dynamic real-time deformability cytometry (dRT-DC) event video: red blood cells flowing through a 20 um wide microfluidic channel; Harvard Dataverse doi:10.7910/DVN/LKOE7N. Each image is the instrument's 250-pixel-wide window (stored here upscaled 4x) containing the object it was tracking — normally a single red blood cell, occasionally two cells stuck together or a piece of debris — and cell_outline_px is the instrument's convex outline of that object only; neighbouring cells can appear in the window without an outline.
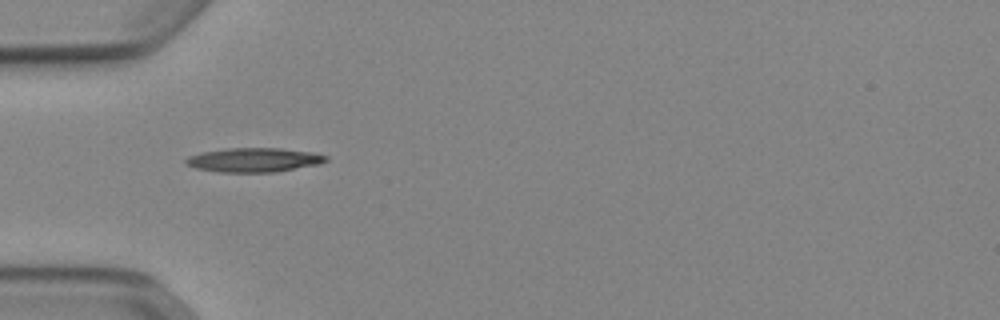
{"species": "Egyptian fruit bat (a non-hibernating species)", "species_latin": "Rousettus aegyptiacus", "temperature_condition": "cold", "stored_images_in_passage": 36, "camera_frame_rate_fps": 3000, "um_per_image_px": 0.085, "animal": {"sex": "female"}, "frame": {"image": 1, "passage_image": 1, "time_ms": 0.0, "image_size_px": [1000, 320], "cell_outline_px": [[328, 160], [320, 164], [276, 172], [220, 172], [196, 168], [184, 164], [184, 160], [188, 156], [200, 152], [224, 148], [280, 148], [316, 152], [328, 156]], "centroid_in_image_um": [21.59, 13.58], "position_along_channel_um": 63.4, "area_um2": 20.06}}
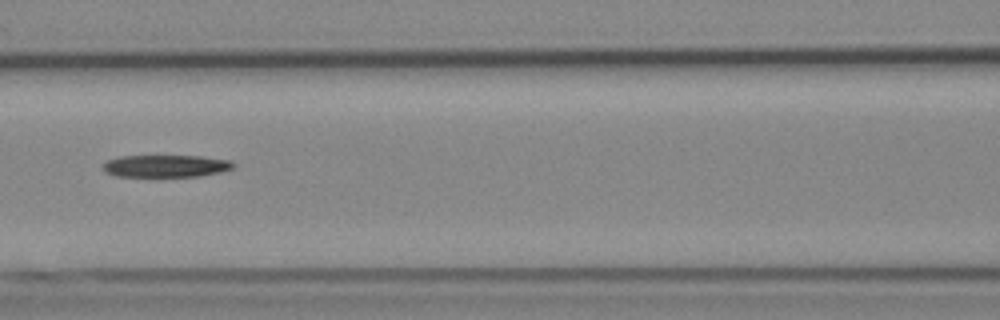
{"frame": {"image": 2, "passage_image": 8, "time_ms": 2.333, "image_size_px": [1000, 320], "cell_outline_px": [[236, 164], [232, 168], [220, 172], [200, 176], [116, 176], [104, 172], [104, 160], [120, 156], [200, 156], [232, 160]], "centroid_in_image_um": [14.1, 14.1], "position_along_channel_um": 152.5, "area_um2": 16.94}}
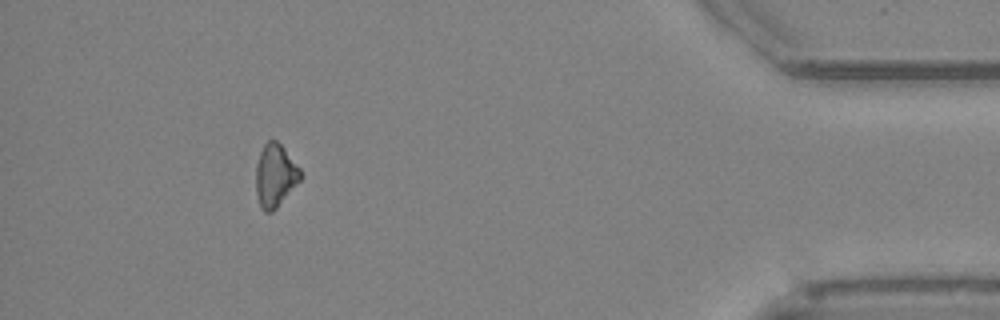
{"frame": {"image": 3, "passage_image": 32, "time_ms": 10.333, "image_size_px": [1000, 320], "cell_outline_px": [[300, 180], [276, 208], [272, 212], [264, 212], [260, 208], [256, 196], [256, 164], [260, 152], [264, 144], [268, 140], [276, 140], [284, 148], [300, 168]], "centroid_in_image_um": [23.36, 14.93], "position_along_channel_um": 411.8, "area_um2": 16.24}, "authors_computed_cell_mechanics": {"area_um2": 17.34, "velocity_mm_per_s": 3.9136, "shape_relaxation_time_tau1_ms": 4.0386, "shape_relaxation_time_tau2_ms": null, "deformation_change_tau1": 0.1176, "deformation_change_tau2": null}}